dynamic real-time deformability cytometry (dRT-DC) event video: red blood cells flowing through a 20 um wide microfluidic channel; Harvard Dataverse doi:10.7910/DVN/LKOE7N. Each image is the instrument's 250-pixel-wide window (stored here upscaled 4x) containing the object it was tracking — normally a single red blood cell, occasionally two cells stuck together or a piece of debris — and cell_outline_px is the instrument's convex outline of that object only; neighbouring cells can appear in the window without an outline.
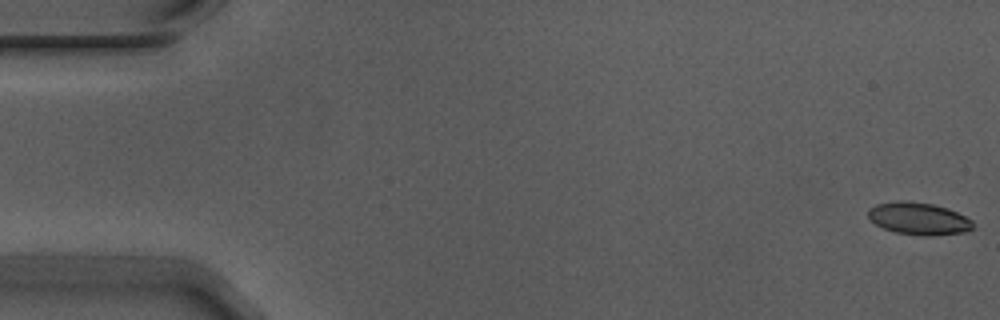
{"species": "Egyptian fruit bat (a non-hibernating species)", "species_latin": "Rousettus aegyptiacus", "temperature_condition": "warm", "stored_images_in_passage": 56, "camera_frame_rate_fps": 3000, "um_per_image_px": 0.085, "animal": {"sex": "male"}, "frame": {"image": 1, "passage_image": 1, "time_ms": 0.0, "image_size_px": [1000, 320], "cell_outline_px": [[972, 228], [964, 232], [928, 236], [920, 236], [896, 232], [884, 228], [876, 224], [868, 216], [868, 208], [876, 204], [900, 200], [932, 204], [948, 208], [972, 220]], "centroid_in_image_um": [78.06, 18.58], "position_along_channel_um": 6.9, "area_um2": 19.54}}
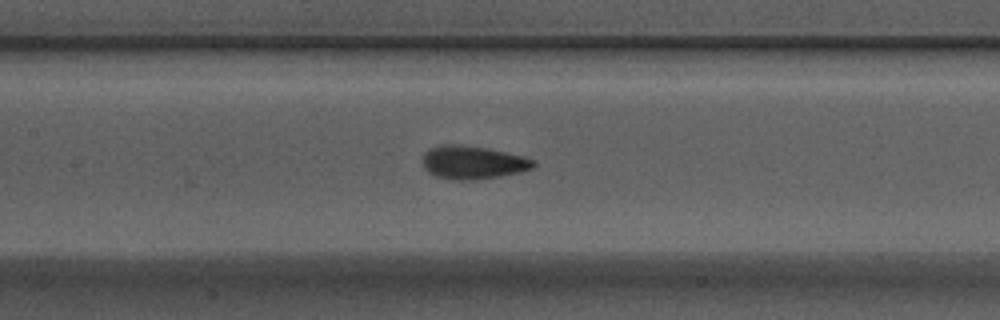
{"frame": {"image": 2, "passage_image": 26, "time_ms": 8.333, "image_size_px": [1000, 320], "cell_outline_px": [[536, 164], [532, 168], [520, 172], [500, 176], [472, 180], [452, 180], [436, 176], [428, 172], [424, 168], [424, 152], [428, 148], [440, 144], [460, 144], [488, 148], [524, 156], [536, 160]], "centroid_in_image_um": [40.19, 13.79], "position_along_channel_um": 167.2, "area_um2": 21.68}}
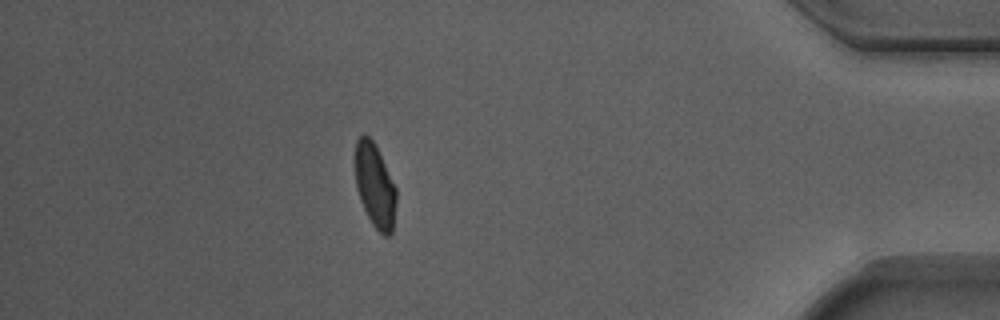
{"frame": {"image": 3, "passage_image": 49, "time_ms": 16.0, "image_size_px": [1000, 320], "cell_outline_px": [[396, 200], [392, 232], [388, 236], [384, 236], [372, 224], [360, 200], [356, 188], [356, 140], [364, 132], [372, 140], [396, 188]], "centroid_in_image_um": [31.86, 15.8], "position_along_channel_um": 403.3, "area_um2": 19.59}, "authors_computed_cell_mechanics": {"area_um2": 20.3745, "velocity_mm_per_s": 3.7285, "shape_relaxation_time_tau1_ms": 4.0288, "shape_relaxation_time_tau2_ms": 0.9579, "deformation_change_tau1": 0.1248, "deformation_change_tau2": 0.0619}}